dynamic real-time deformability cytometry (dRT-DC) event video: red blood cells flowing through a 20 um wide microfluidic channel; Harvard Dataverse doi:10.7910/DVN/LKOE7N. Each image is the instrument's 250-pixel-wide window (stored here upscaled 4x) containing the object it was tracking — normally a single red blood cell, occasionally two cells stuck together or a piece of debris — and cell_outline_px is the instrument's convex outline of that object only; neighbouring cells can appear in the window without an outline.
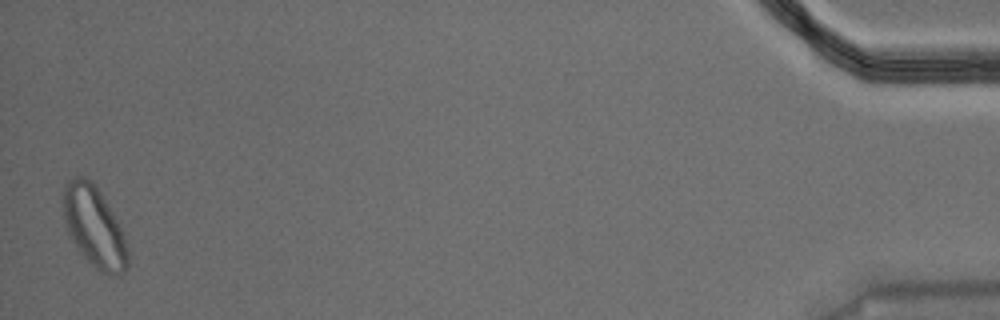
{"species": "Egyptian fruit bat (a non-hibernating species)", "species_latin": "Rousettus aegyptiacus", "temperature_condition": "warm", "stored_images_in_passage": 57, "segment_of_instrument_passage": [2, 2], "camera_frame_rate_fps": 3000, "um_per_image_px": 0.085, "animal": {"sex": "male"}, "frame": {"image": 1, "passage_image": 56, "time_ms": 18.333, "image_size_px": [1000, 320], "cell_outline_px": [[128, 268], [124, 272], [112, 276], [100, 272], [80, 252], [68, 236], [64, 220], [60, 200], [64, 184], [72, 176], [84, 176], [92, 180], [96, 184], [120, 224], [124, 236], [128, 252]], "centroid_in_image_um": [7.97, 19.22], "position_along_channel_um": 427.2, "area_um2": 31.15}}